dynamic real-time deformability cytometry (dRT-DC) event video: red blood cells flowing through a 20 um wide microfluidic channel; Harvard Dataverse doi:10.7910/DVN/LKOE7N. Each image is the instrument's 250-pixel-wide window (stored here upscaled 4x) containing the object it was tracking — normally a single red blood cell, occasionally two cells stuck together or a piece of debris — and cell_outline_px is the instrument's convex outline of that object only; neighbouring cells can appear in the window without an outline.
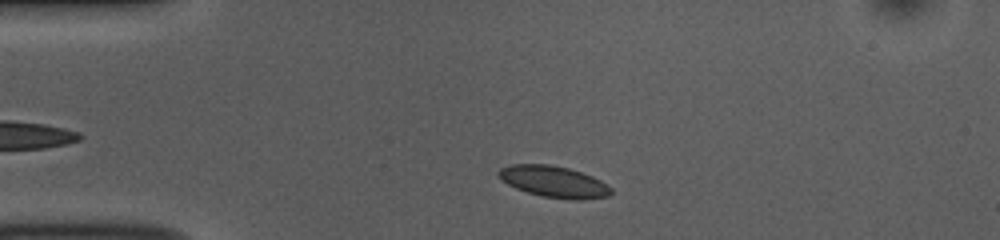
{"species": "common noctule bat (a hibernating species)", "species_latin": "Nyctalus noctula", "temperature_condition": "room temperature", "stored_images_in_passage": 36, "camera_frame_rate_fps": 3000, "um_per_image_px": 0.085, "animal": {"sex": "female", "body_mass_g": 10.0, "forearm_length_mm": 53.1}, "frame": {"image": 1, "passage_image": 4, "time_ms": 1.0, "image_size_px": [1000, 240], "cell_outline_px": [[612, 192], [608, 196], [584, 200], [572, 200], [544, 196], [528, 192], [516, 188], [500, 180], [496, 176], [496, 172], [500, 168], [508, 164], [548, 164], [568, 168], [592, 176], [600, 180], [612, 188]], "centroid_in_image_um": [47.04, 15.44], "position_along_channel_um": 38.0, "area_um2": 20.69}}
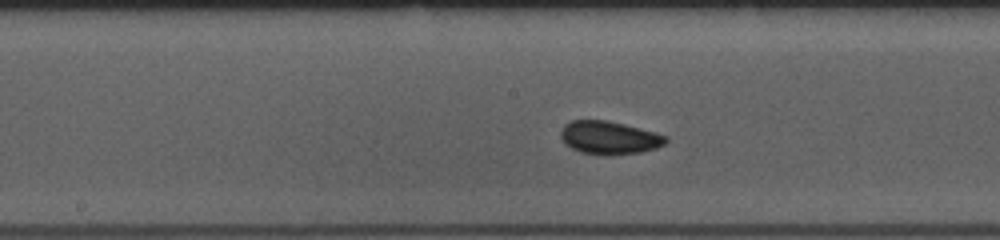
{"frame": {"image": 2, "passage_image": 19, "time_ms": 6.0, "image_size_px": [1000, 240], "cell_outline_px": [[668, 140], [664, 144], [656, 148], [640, 152], [608, 156], [604, 156], [580, 152], [572, 148], [560, 136], [560, 132], [564, 124], [572, 120], [608, 120], [624, 124], [668, 136]], "centroid_in_image_um": [51.78, 11.71], "position_along_channel_um": 196.4, "area_um2": 20.29}}
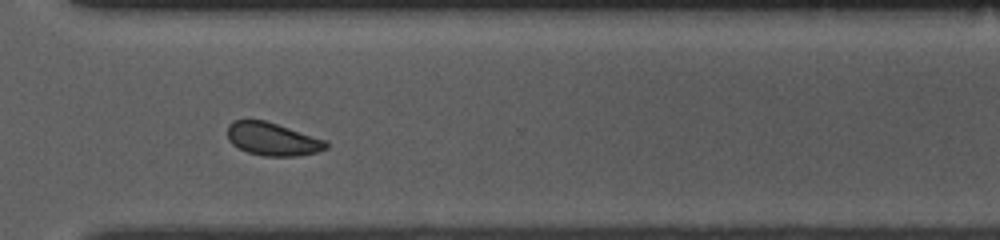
{"frame": {"image": 3, "passage_image": 31, "time_ms": 10.0, "image_size_px": [1000, 240], "cell_outline_px": [[328, 148], [316, 152], [296, 156], [264, 156], [248, 152], [232, 144], [228, 140], [228, 124], [232, 120], [264, 120], [328, 140]], "centroid_in_image_um": [23.18, 11.82], "position_along_channel_um": 347.4, "area_um2": 18.96}, "authors_computed_cell_mechanics": {"area_um2": 19.5942, "velocity_mm_per_s": 3.7788, "shape_relaxation_time_tau1_ms": 3.7084, "shape_relaxation_time_tau2_ms": 1.5947, "deformation_change_tau1": 0.0546, "deformation_change_tau2": 0.0444}}